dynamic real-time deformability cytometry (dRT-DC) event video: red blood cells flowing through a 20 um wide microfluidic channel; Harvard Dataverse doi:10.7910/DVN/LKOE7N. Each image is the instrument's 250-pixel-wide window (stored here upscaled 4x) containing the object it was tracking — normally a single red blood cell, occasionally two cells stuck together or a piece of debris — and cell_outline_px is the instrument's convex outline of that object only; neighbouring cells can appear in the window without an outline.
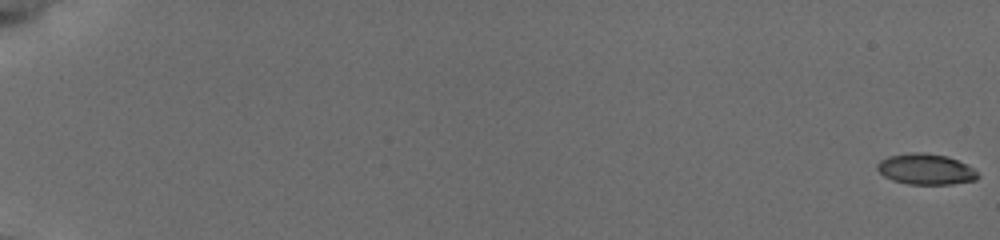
{"species": "common noctule bat (a hibernating species)", "species_latin": "Nyctalus noctula", "temperature_condition": "cold", "stored_images_in_passage": 57, "camera_frame_rate_fps": 3000, "um_per_image_px": 0.085, "animal": {"sex": "female", "body_mass_g": 19.5, "forearm_length_mm": 54.1}, "frame": {"image": 1, "passage_image": 1, "time_ms": 0.0, "image_size_px": [1000, 240], "cell_outline_px": [[980, 176], [976, 180], [952, 184], [908, 184], [892, 180], [884, 176], [876, 168], [876, 164], [880, 160], [888, 156], [912, 152], [924, 152], [948, 156], [972, 168]], "centroid_in_image_um": [78.66, 14.38], "position_along_channel_um": 6.3, "area_um2": 18.03}}
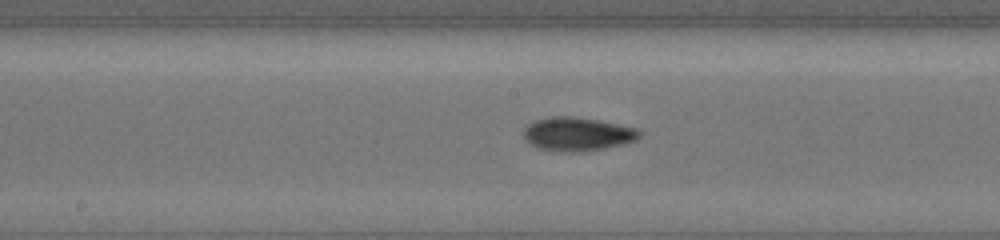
{"frame": {"image": 2, "passage_image": 33, "time_ms": 10.667, "image_size_px": [1000, 240], "cell_outline_px": [[640, 136], [636, 140], [604, 148], [580, 152], [560, 152], [536, 148], [524, 140], [524, 128], [532, 120], [548, 116], [572, 116], [600, 120], [640, 128]], "centroid_in_image_um": [49.04, 11.38], "position_along_channel_um": 199.2, "area_um2": 23.12}}
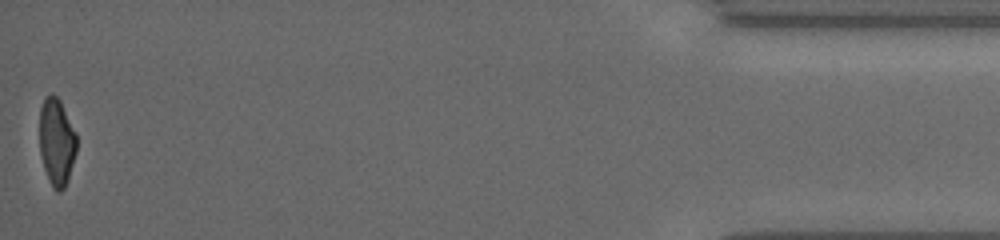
{"frame": {"image": 3, "passage_image": 57, "time_ms": 18.667, "image_size_px": [1000, 240], "cell_outline_px": [[76, 152], [68, 180], [64, 188], [60, 192], [56, 192], [52, 188], [48, 180], [44, 168], [40, 152], [40, 108], [44, 96], [52, 92], [60, 100], [76, 136]], "centroid_in_image_um": [4.79, 12.08], "position_along_channel_um": 430.4, "area_um2": 18.84}, "authors_computed_cell_mechanics": {"area_um2": 19.8832, "velocity_mm_per_s": 3.8424, "shape_relaxation_time_tau1_ms": 3.1879, "shape_relaxation_time_tau2_ms": 3.5473, "deformation_change_tau1": 0.146, "deformation_change_tau2": 0.0799}}